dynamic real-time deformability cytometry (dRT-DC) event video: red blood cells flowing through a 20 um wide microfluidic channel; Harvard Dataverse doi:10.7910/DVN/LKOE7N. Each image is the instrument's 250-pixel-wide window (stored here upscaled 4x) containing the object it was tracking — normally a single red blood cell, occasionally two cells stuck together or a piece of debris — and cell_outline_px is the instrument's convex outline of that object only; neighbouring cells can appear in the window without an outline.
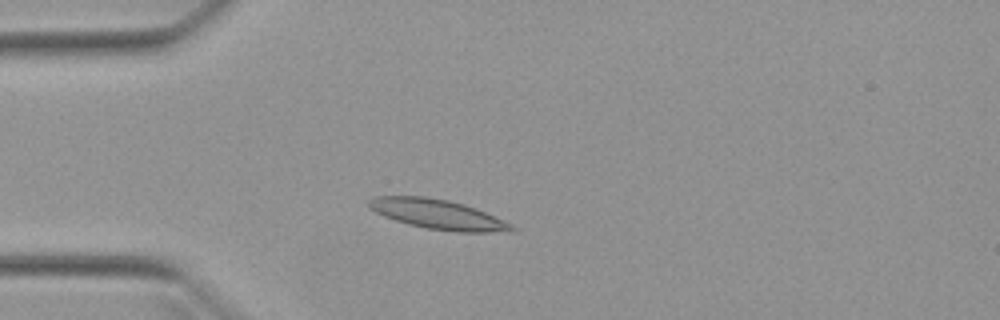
{"species": "Egyptian fruit bat (a non-hibernating species)", "species_latin": "Rousettus aegyptiacus", "temperature_condition": "warm", "stored_images_in_passage": 48, "camera_frame_rate_fps": 3000, "um_per_image_px": 0.085, "animal": {"sex": "female"}, "frame": {"image": 1, "passage_image": 10, "time_ms": 3.0, "image_size_px": [1000, 320], "cell_outline_px": [[516, 228], [512, 232], [456, 232], [428, 228], [408, 224], [384, 216], [368, 208], [368, 200], [372, 196], [424, 196], [448, 200], [464, 204], [484, 212], [512, 224]], "centroid_in_image_um": [37.2, 18.21], "position_along_channel_um": 47.8, "area_um2": 24.62}}
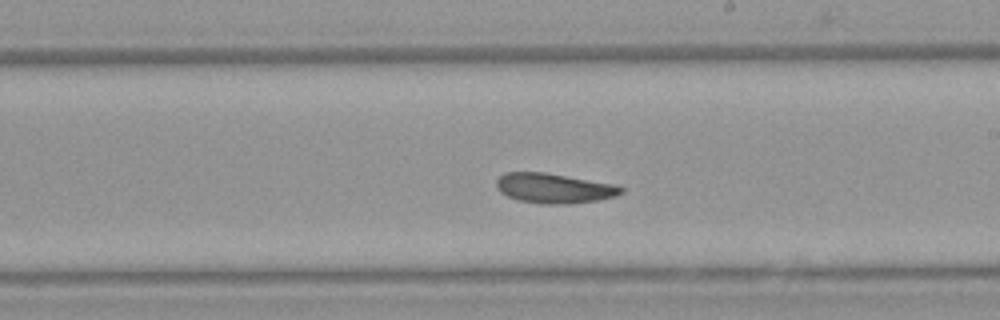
{"frame": {"image": 2, "passage_image": 26, "time_ms": 8.333, "image_size_px": [1000, 320], "cell_outline_px": [[624, 192], [616, 196], [596, 200], [572, 204], [540, 204], [516, 200], [500, 192], [496, 188], [496, 180], [504, 172], [544, 172], [616, 184], [624, 188]], "centroid_in_image_um": [47.09, 16.0], "position_along_channel_um": 241.9, "area_um2": 21.96}}
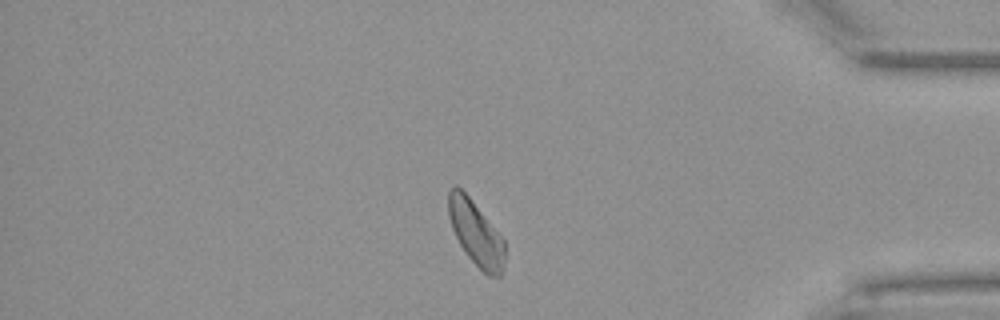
{"frame": {"image": 3, "passage_image": 40, "time_ms": 13.0, "image_size_px": [1000, 320], "cell_outline_px": [[504, 268], [500, 276], [488, 276], [468, 256], [460, 244], [452, 228], [448, 216], [448, 192], [456, 184], [468, 196], [504, 240]], "centroid_in_image_um": [40.44, 19.83], "position_along_channel_um": 394.8, "area_um2": 20.69}, "authors_computed_cell_mechanics": {"area_um2": 21.8195, "velocity_mm_per_s": 3.9399, "shape_relaxation_time_tau1_ms": 4.5426, "shape_relaxation_time_tau2_ms": null, "deformation_change_tau1": 0.1243, "deformation_change_tau2": null}}